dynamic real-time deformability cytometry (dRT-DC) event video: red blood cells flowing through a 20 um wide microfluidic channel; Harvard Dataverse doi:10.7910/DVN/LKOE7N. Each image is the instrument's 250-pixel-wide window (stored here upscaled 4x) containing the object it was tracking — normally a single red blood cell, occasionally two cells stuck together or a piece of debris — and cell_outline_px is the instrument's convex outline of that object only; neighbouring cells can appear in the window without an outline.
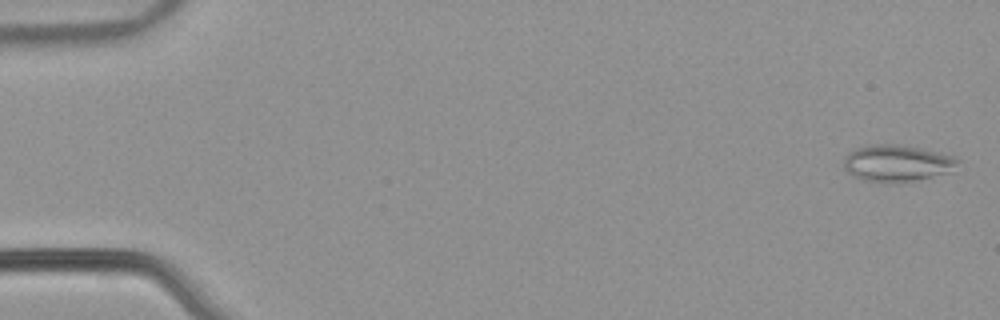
{"species": "common noctule bat (a hibernating species)", "species_latin": "Nyctalus noctula", "temperature_condition": "warm", "stored_images_in_passage": 54, "camera_frame_rate_fps": 3000, "um_per_image_px": 0.085, "animal": {"sex": "male", "body_mass_g": 21.5, "forearm_length_mm": 52.0}, "frame": {"image": 1, "passage_image": 2, "time_ms": 0.333, "image_size_px": [1000, 320], "cell_outline_px": [[960, 160], [948, 172], [916, 180], [888, 184], [860, 180], [852, 176], [844, 168], [844, 156], [848, 152], [856, 148], [868, 144], [896, 144], [920, 148], [952, 156]], "centroid_in_image_um": [76.14, 13.88], "position_along_channel_um": 8.9, "area_um2": 24.45}}
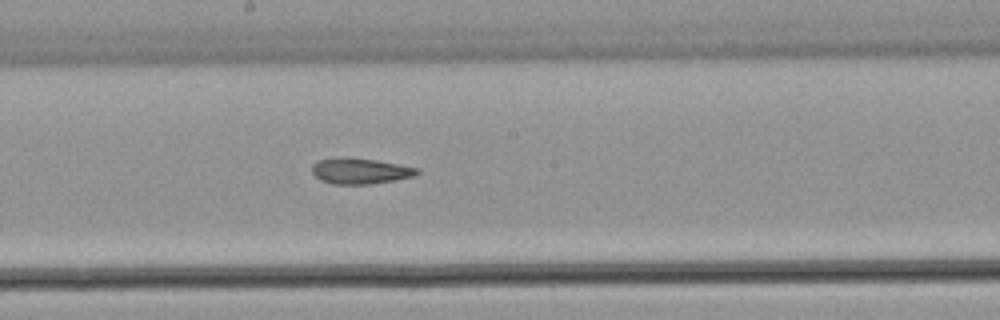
{"frame": {"image": 2, "passage_image": 30, "time_ms": 9.667, "image_size_px": [1000, 320], "cell_outline_px": [[420, 172], [416, 176], [396, 180], [368, 184], [332, 184], [320, 180], [312, 172], [312, 164], [320, 160], [376, 160], [420, 168]], "centroid_in_image_um": [30.7, 14.58], "position_along_channel_um": 217.5, "area_um2": 15.14}}
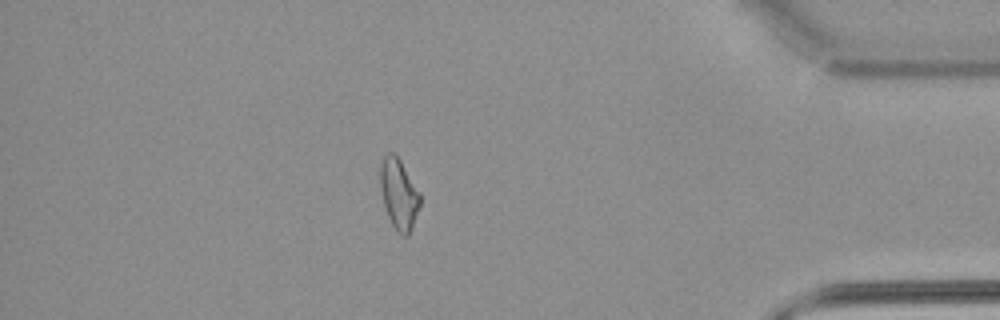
{"frame": {"image": 3, "passage_image": 47, "time_ms": 15.333, "image_size_px": [1000, 320], "cell_outline_px": [[420, 204], [412, 228], [408, 236], [400, 236], [392, 224], [388, 216], [384, 204], [380, 188], [380, 164], [384, 156], [388, 152], [392, 152], [400, 160], [420, 192]], "centroid_in_image_um": [33.9, 16.5], "position_along_channel_um": 401.3, "area_um2": 16.3}, "authors_computed_cell_mechanics": {"area_um2": 17.051, "velocity_mm_per_s": 3.9083, "shape_relaxation_time_tau1_ms": null, "shape_relaxation_time_tau2_ms": 5.6492, "deformation_change_tau1": null, "deformation_change_tau2": 0.1424}}